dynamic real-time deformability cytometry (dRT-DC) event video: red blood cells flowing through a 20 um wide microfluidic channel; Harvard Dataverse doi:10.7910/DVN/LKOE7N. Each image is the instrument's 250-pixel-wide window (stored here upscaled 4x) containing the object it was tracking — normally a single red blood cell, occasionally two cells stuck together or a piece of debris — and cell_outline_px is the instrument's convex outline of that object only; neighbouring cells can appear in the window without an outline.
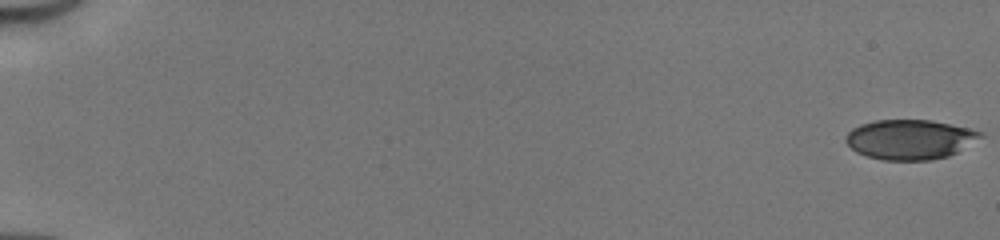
{"species": "human", "species_latin": "Homo sapiens", "temperature_condition": "cold", "stored_images_in_passage": 51, "camera_frame_rate_fps": 3000, "um_per_image_px": 0.085, "donor": {"sex": "male"}, "frame": {"image": 1, "passage_image": 1, "time_ms": 0.0, "image_size_px": [1000, 240], "cell_outline_px": [[984, 136], [956, 152], [948, 156], [932, 160], [880, 160], [856, 152], [844, 140], [848, 132], [852, 128], [860, 124], [876, 120], [932, 120], [968, 128], [984, 132]], "centroid_in_image_um": [77.34, 11.85], "position_along_channel_um": 7.7, "area_um2": 31.21}}
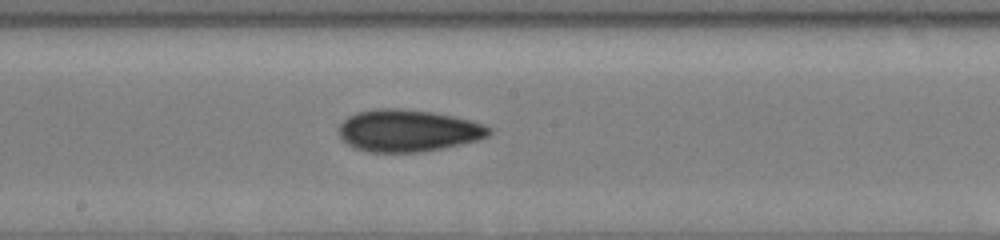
{"frame": {"image": 2, "passage_image": 30, "time_ms": 9.667, "image_size_px": [1000, 240], "cell_outline_px": [[492, 132], [488, 136], [476, 140], [460, 144], [420, 152], [368, 152], [356, 148], [348, 144], [336, 132], [340, 124], [348, 116], [356, 112], [376, 108], [400, 108], [432, 112], [452, 116], [484, 124], [492, 128]], "centroid_in_image_um": [34.65, 11.09], "position_along_channel_um": 213.6, "area_um2": 36.76}}
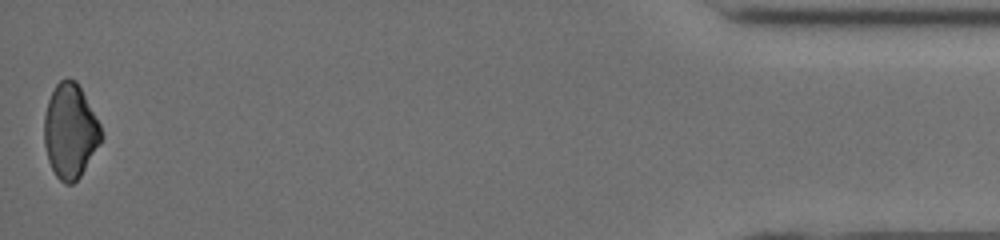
{"frame": {"image": 3, "passage_image": 51, "time_ms": 16.667, "image_size_px": [1000, 240], "cell_outline_px": [[104, 136], [100, 144], [80, 176], [72, 184], [64, 184], [56, 176], [48, 160], [44, 144], [44, 116], [48, 100], [56, 84], [60, 80], [76, 80], [100, 124]], "centroid_in_image_um": [5.97, 11.16], "position_along_channel_um": 429.2, "area_um2": 31.21}, "authors_computed_cell_mechanics": {"area_um2": 33.8708, "velocity_mm_per_s": 4.1878, "shape_relaxation_time_tau1_ms": 4.682, "shape_relaxation_time_tau2_ms": null, "deformation_change_tau1": 0.0997, "deformation_change_tau2": null}}